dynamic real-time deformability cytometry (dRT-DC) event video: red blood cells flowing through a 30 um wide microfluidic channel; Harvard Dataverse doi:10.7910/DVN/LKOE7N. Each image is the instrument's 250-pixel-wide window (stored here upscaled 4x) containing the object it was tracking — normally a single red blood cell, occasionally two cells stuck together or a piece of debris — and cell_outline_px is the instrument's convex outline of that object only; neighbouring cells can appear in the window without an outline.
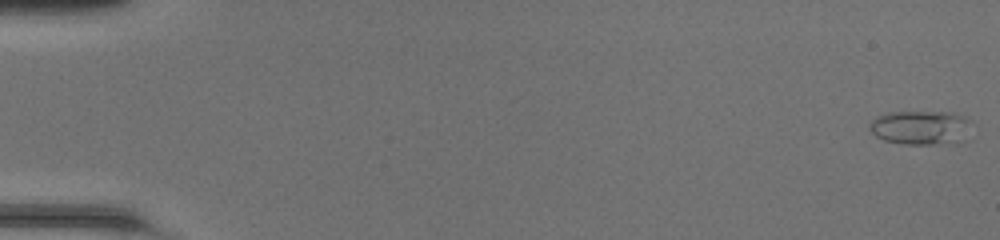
{"species": "common noctule bat (a hibernating species)", "species_latin": "Nyctalus noctula", "temperature_condition": "room temperature", "stored_images_in_passage": 49, "camera_frame_rate_fps": 3000, "um_per_image_px": 0.085, "animal": {"sex": "female", "body_mass_g": 20.0, "forearm_length_mm": 54.0}, "frame": {"image": 1, "passage_image": 1, "time_ms": 0.0, "image_size_px": [1000, 240], "cell_outline_px": [[972, 120], [956, 144], [904, 144], [884, 140], [876, 136], [868, 128], [868, 124], [876, 116], [888, 112], [952, 112], [964, 116]], "centroid_in_image_um": [78.19, 10.83], "position_along_channel_um": 6.8, "area_um2": 20.17}}
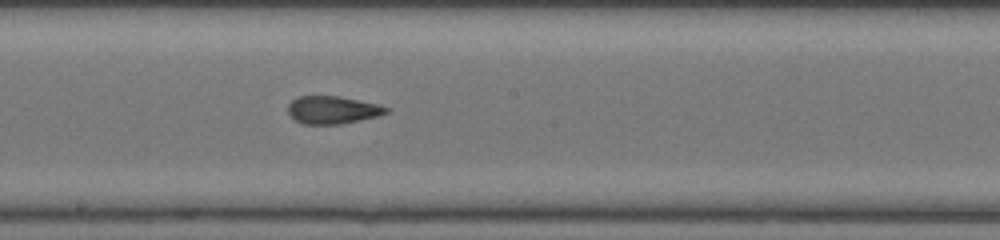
{"frame": {"image": 2, "passage_image": 28, "time_ms": 9.0, "image_size_px": [1000, 240], "cell_outline_px": [[392, 108], [388, 112], [376, 116], [360, 120], [340, 124], [304, 124], [296, 120], [288, 112], [288, 104], [296, 96], [336, 96], [376, 104]], "centroid_in_image_um": [28.25, 9.34], "position_along_channel_um": 220.0, "area_um2": 15.66}}
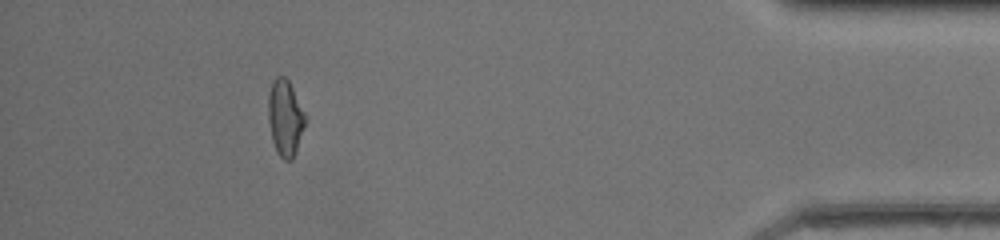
{"frame": {"image": 3, "passage_image": 45, "time_ms": 14.667, "image_size_px": [1000, 240], "cell_outline_px": [[304, 128], [296, 152], [292, 160], [284, 160], [276, 152], [272, 140], [268, 120], [268, 96], [272, 84], [276, 76], [284, 76], [288, 80], [304, 112]], "centroid_in_image_um": [24.22, 10.05], "position_along_channel_um": 411.0, "area_um2": 16.18}, "authors_computed_cell_mechanics": {"area_um2": 16.473, "velocity_mm_per_s": 4.3092, "shape_relaxation_time_tau1_ms": 10.7495, "shape_relaxation_time_tau2_ms": 1.1435, "deformation_change_tau1": 0.3019, "deformation_change_tau2": 0.0894}}